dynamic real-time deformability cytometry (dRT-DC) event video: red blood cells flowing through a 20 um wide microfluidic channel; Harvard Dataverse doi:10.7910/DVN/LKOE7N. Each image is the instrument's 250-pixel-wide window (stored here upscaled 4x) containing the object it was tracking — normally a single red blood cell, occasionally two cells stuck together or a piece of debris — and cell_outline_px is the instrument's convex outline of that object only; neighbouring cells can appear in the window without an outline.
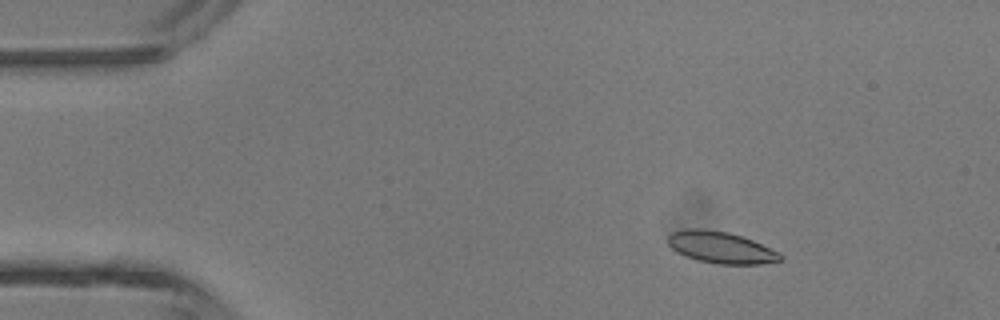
{"species": "common noctule bat (a hibernating species)", "species_latin": "Nyctalus noctula", "temperature_condition": "room temperature", "stored_images_in_passage": 46, "camera_frame_rate_fps": 3000, "um_per_image_px": 0.085, "animal": {"sex": "male", "body_mass_g": 13.3}, "frame": {"image": 1, "passage_image": 7, "time_ms": 2.0, "image_size_px": [1000, 320], "cell_outline_px": [[784, 260], [760, 264], [716, 264], [696, 260], [684, 256], [676, 252], [668, 244], [668, 236], [672, 232], [688, 228], [700, 228], [728, 232], [752, 240], [780, 252], [784, 256]], "centroid_in_image_um": [61.28, 21.04], "position_along_channel_um": 23.7, "area_um2": 20.92}}
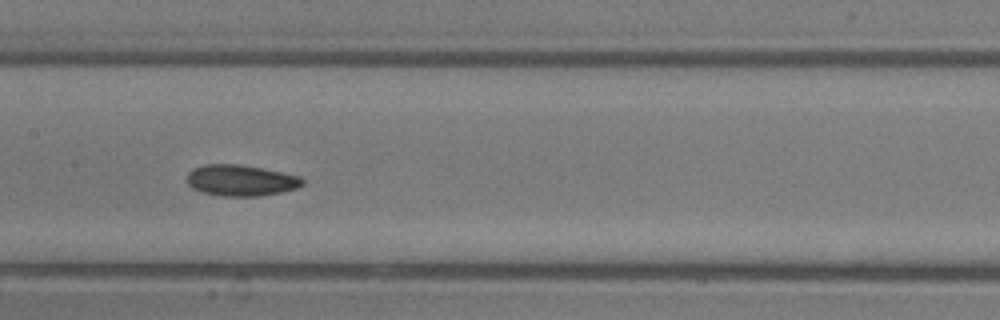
{"frame": {"image": 2, "passage_image": 23, "time_ms": 7.333, "image_size_px": [1000, 320], "cell_outline_px": [[304, 184], [296, 188], [280, 192], [260, 196], [224, 196], [204, 192], [192, 188], [188, 184], [188, 172], [192, 168], [204, 164], [240, 164], [264, 168], [300, 176], [304, 180]], "centroid_in_image_um": [20.48, 15.32], "position_along_channel_um": 186.9, "area_um2": 20.98}}
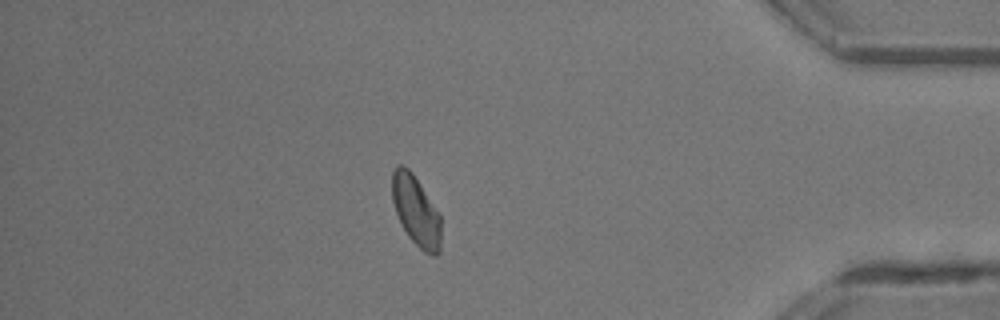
{"frame": {"image": 3, "passage_image": 40, "time_ms": 13.0, "image_size_px": [1000, 320], "cell_outline_px": [[440, 252], [436, 256], [432, 256], [424, 252], [408, 236], [396, 212], [392, 200], [392, 172], [396, 164], [404, 164], [412, 172], [440, 212]], "centroid_in_image_um": [35.37, 17.89], "position_along_channel_um": 399.8, "area_um2": 20.11}, "authors_computed_cell_mechanics": {"area_um2": 20.519, "velocity_mm_per_s": 4.4703, "shape_relaxation_time_tau1_ms": 3.4268, "shape_relaxation_time_tau2_ms": 4.8816, "deformation_change_tau1": 0.0979, "deformation_change_tau2": 0.0684}}